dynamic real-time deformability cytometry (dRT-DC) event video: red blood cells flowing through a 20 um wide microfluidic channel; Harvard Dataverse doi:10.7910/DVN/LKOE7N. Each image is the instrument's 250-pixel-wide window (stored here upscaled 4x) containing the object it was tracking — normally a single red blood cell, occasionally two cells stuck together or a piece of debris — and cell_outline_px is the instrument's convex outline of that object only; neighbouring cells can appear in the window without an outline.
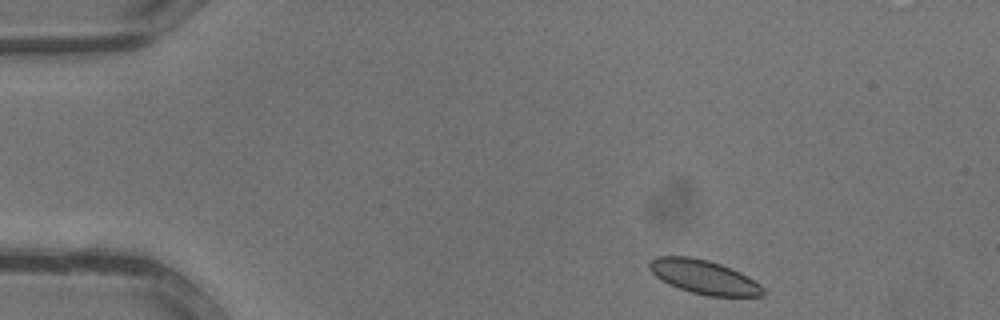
{"species": "common noctule bat (a hibernating species)", "species_latin": "Nyctalus noctula", "temperature_condition": "warm", "stored_images_in_passage": 30, "camera_frame_rate_fps": 3000, "um_per_image_px": 0.085, "animal": {"sex": "male", "body_mass_g": 13.3}, "frame": {"image": 1, "passage_image": 1, "time_ms": 0.0, "image_size_px": [1000, 320], "cell_outline_px": [[764, 296], [708, 296], [692, 292], [668, 284], [656, 276], [648, 268], [648, 264], [656, 256], [688, 256], [708, 260], [732, 268], [748, 276], [760, 284], [764, 288]], "centroid_in_image_um": [59.84, 23.54], "position_along_channel_um": 25.2, "area_um2": 22.43}}
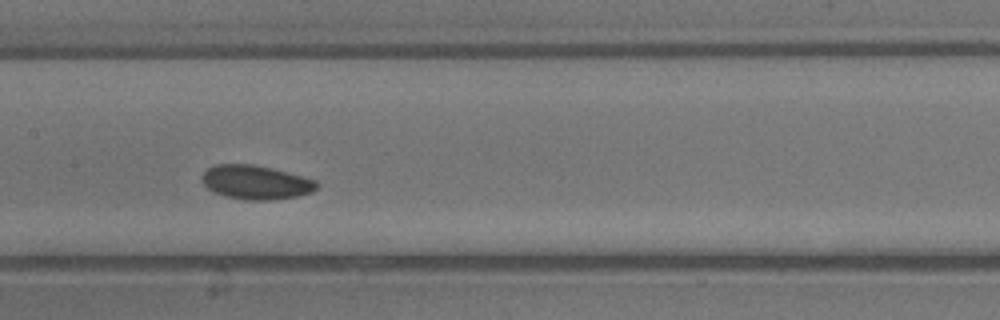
{"frame": {"image": 2, "passage_image": 13, "time_ms": 4.0, "image_size_px": [1000, 320], "cell_outline_px": [[320, 184], [312, 192], [296, 196], [272, 200], [244, 200], [228, 196], [216, 192], [208, 188], [200, 180], [204, 172], [208, 168], [216, 164], [252, 164], [272, 168], [316, 180]], "centroid_in_image_um": [21.75, 15.49], "position_along_channel_um": 185.6, "area_um2": 22.6}}
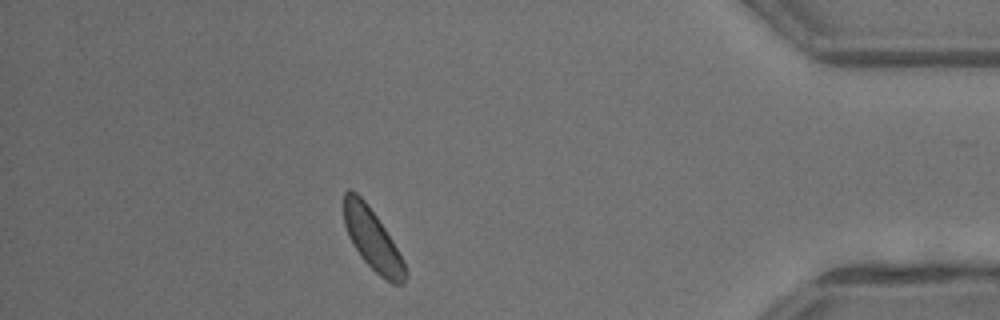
{"frame": {"image": 3, "passage_image": 26, "time_ms": 8.333, "image_size_px": [1000, 320], "cell_outline_px": [[408, 276], [404, 284], [392, 284], [380, 276], [360, 256], [344, 224], [344, 192], [348, 188], [356, 192], [364, 200], [376, 216], [392, 240], [404, 260], [408, 272]], "centroid_in_image_um": [31.7, 20.39], "position_along_channel_um": 403.5, "area_um2": 21.62}}